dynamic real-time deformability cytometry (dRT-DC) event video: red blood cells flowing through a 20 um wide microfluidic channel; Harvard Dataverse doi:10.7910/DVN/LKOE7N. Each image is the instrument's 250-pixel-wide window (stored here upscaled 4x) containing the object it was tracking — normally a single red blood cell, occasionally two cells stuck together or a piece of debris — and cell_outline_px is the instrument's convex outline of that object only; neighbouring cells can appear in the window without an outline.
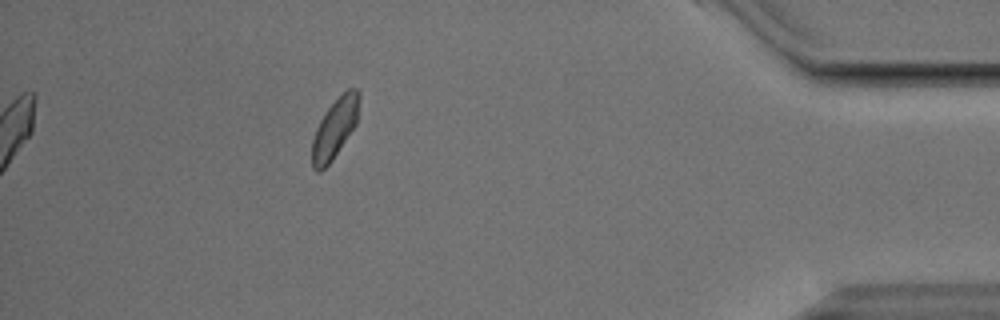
{"species": "Egyptian fruit bat (a non-hibernating species)", "species_latin": "Rousettus aegyptiacus", "temperature_condition": "cold", "stored_images_in_passage": 12, "camera_frame_rate_fps": 3000, "um_per_image_px": 0.085, "animal": {"sex": "male"}, "frame": {"image": 1, "passage_image": 12, "time_ms": 13.333, "image_size_px": [1000, 320], "cell_outline_px": [[360, 96], [356, 124], [332, 160], [320, 172], [316, 172], [312, 168], [312, 140], [316, 128], [320, 120], [328, 108], [348, 88], [356, 88], [360, 92]], "centroid_in_image_um": [28.45, 10.92], "position_along_channel_um": 406.8, "area_um2": 16.18}, "authors_computed_cell_mechanics": {"area_um2": 16.7042, "velocity_mm_per_s": 3.7605, "shape_relaxation_time_tau1_ms": 9.0483, "shape_relaxation_time_tau2_ms": 1.4882, "deformation_change_tau1": 0.191, "deformation_change_tau2": 0.0593}}